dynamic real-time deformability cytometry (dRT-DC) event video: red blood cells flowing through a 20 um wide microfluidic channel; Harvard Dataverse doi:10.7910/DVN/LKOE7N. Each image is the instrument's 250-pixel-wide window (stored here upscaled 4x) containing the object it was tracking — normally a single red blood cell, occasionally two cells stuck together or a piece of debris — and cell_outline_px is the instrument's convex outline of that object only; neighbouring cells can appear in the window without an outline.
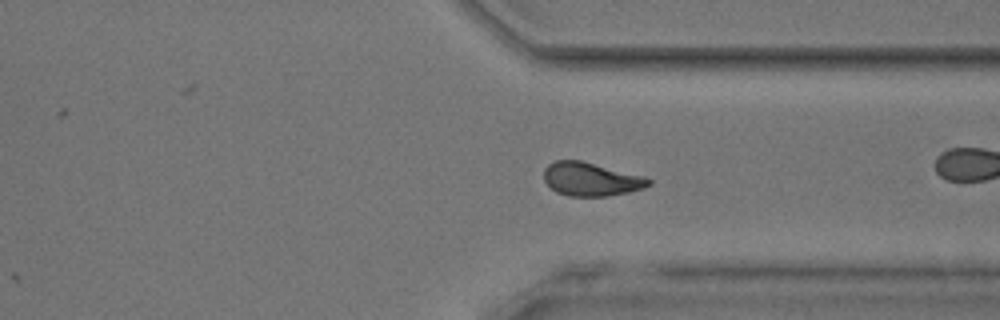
{"species": "common noctule bat (a hibernating species)", "species_latin": "Nyctalus noctula", "temperature_condition": "room temperature", "stored_images_in_passage": 38, "camera_frame_rate_fps": 3000, "um_per_image_px": 0.085, "animal": {"sex": "male", "body_mass_g": 17.9, "forearm_length_mm": 54.2}, "frame": {"image": 1, "passage_image": 32, "time_ms": 10.333, "image_size_px": [1000, 320], "cell_outline_px": [[652, 184], [644, 188], [628, 192], [608, 196], [568, 196], [556, 192], [544, 180], [544, 168], [548, 164], [556, 160], [580, 160], [644, 176], [652, 180]], "centroid_in_image_um": [50.24, 15.23], "position_along_channel_um": 361.2, "area_um2": 20.46}, "authors_computed_cell_mechanics": {"area_um2": 20.5479, "velocity_mm_per_s": 3.9932, "shape_relaxation_time_tau1_ms": 8.99, "shape_relaxation_time_tau2_ms": 3.8729, "deformation_change_tau1": 0.206, "deformation_change_tau2": 0.093}}